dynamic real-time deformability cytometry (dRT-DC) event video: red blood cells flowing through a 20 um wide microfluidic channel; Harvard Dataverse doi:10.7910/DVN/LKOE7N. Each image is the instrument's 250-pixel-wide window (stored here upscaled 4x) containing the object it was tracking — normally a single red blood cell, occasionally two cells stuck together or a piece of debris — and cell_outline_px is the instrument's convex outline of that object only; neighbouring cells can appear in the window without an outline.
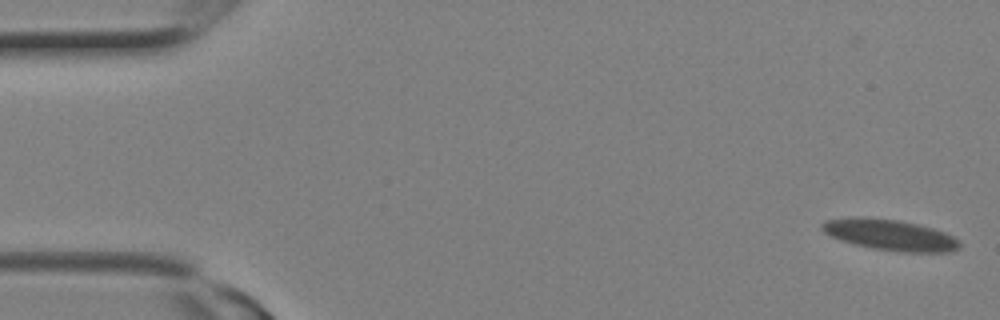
{"species": "Egyptian fruit bat (a non-hibernating species)", "species_latin": "Rousettus aegyptiacus", "temperature_condition": "room temperature", "stored_images_in_passage": 9, "camera_frame_rate_fps": 3000, "um_per_image_px": 0.085, "animal": {"sex": "female"}, "frame": {"image": 1, "passage_image": 1, "time_ms": 0.0, "image_size_px": [1000, 320], "cell_outline_px": [[960, 248], [952, 252], [900, 252], [872, 248], [840, 240], [824, 232], [820, 228], [820, 224], [824, 220], [848, 216], [864, 216], [896, 220], [916, 224], [932, 228], [944, 232], [960, 240]], "centroid_in_image_um": [75.62, 19.95], "position_along_channel_um": 9.4, "area_um2": 25.03}}
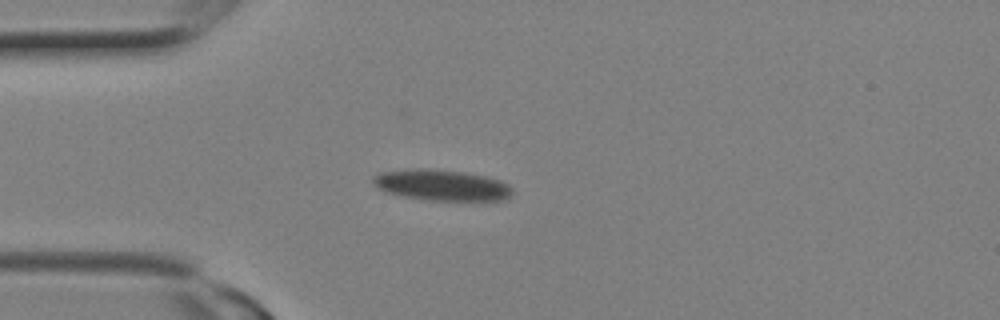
{"frame": {"image": 2, "passage_image": 8, "time_ms": 2.333, "image_size_px": [1000, 320], "cell_outline_px": [[512, 196], [504, 200], [428, 200], [404, 196], [388, 192], [376, 188], [372, 180], [372, 176], [380, 172], [412, 168], [432, 168], [464, 172], [488, 176], [500, 180], [508, 184], [512, 188]], "centroid_in_image_um": [37.55, 15.72], "position_along_channel_um": 47.5, "area_um2": 25.37}}